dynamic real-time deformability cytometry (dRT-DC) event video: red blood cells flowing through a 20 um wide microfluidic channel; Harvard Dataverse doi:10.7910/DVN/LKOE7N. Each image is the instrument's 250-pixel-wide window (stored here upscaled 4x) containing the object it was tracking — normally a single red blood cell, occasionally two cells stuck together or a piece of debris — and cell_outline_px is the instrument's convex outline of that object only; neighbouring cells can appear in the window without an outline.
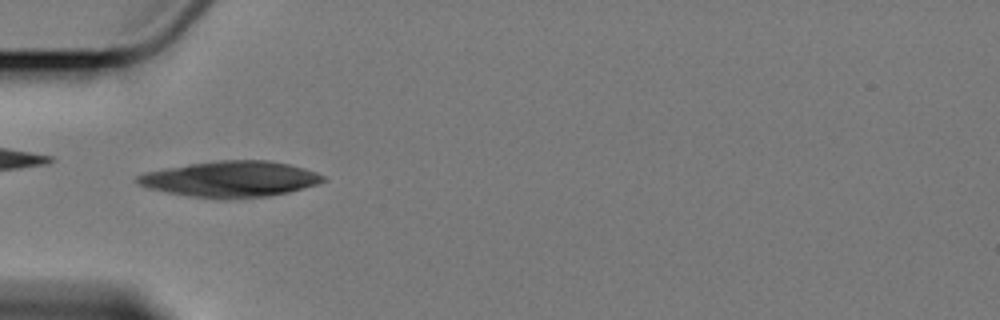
{"species": "Egyptian fruit bat (a non-hibernating species)", "species_latin": "Rousettus aegyptiacus", "temperature_condition": "cold", "stored_images_in_passage": 6, "camera_frame_rate_fps": 3000, "um_per_image_px": 0.085, "animal": {"sex": "female"}, "frame": {"image": 1, "passage_image": 5, "time_ms": 4.667, "image_size_px": [1000, 320], "cell_outline_px": [[328, 180], [316, 184], [288, 192], [268, 196], [188, 196], [148, 188], [140, 184], [136, 180], [136, 176], [144, 172], [192, 164], [220, 160], [268, 160], [288, 164], [304, 168], [316, 172], [324, 176]], "centroid_in_image_um": [19.62, 15.18], "position_along_channel_um": 65.4, "area_um2": 37.51}}